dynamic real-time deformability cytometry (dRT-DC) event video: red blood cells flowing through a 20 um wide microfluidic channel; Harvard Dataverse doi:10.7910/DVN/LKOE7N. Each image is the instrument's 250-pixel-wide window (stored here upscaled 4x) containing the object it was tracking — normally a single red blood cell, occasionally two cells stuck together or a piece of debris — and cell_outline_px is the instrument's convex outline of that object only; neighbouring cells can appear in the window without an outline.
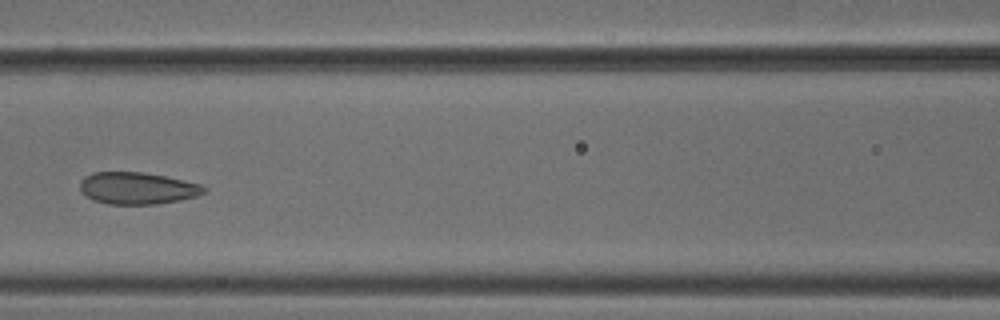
{"species": "common noctule bat (a hibernating species)", "species_latin": "Nyctalus noctula", "temperature_condition": "cold", "stored_images_in_passage": 6, "camera_frame_rate_fps": 3000, "um_per_image_px": 0.085, "animal": {"sex": "male", "body_mass_g": 18.8}, "frame": {"image": 1, "passage_image": 6, "time_ms": 1.667, "image_size_px": [1000, 320], "cell_outline_px": [[208, 188], [204, 192], [196, 196], [180, 200], [156, 204], [108, 204], [92, 200], [80, 192], [80, 180], [84, 176], [92, 172], [140, 172], [164, 176], [200, 184]], "centroid_in_image_um": [11.62, 16.0], "position_along_channel_um": 155.0, "area_um2": 23.12}}